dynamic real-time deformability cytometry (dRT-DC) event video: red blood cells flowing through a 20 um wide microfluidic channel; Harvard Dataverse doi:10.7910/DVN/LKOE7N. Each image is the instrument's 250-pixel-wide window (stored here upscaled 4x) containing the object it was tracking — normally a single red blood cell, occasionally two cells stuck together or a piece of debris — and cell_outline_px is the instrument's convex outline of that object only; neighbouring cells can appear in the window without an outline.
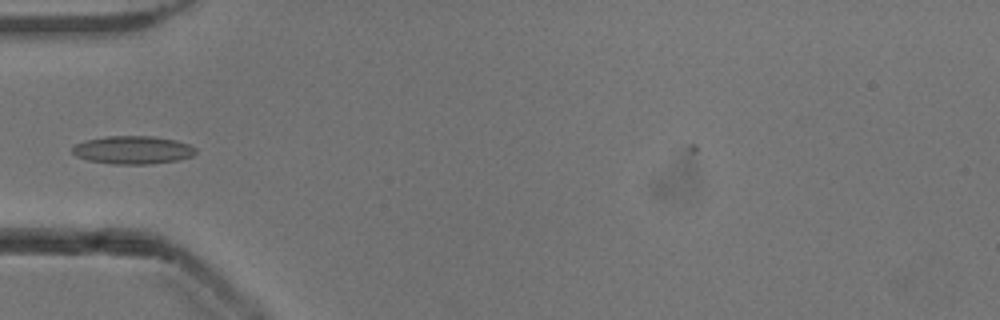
{"species": "common noctule bat (a hibernating species)", "species_latin": "Nyctalus noctula", "temperature_condition": "cold", "stored_images_in_passage": 34, "camera_frame_rate_fps": 3000, "um_per_image_px": 0.085, "animal": {"sex": "male", "body_mass_g": 13.3}, "frame": {"image": 1, "passage_image": 1, "time_ms": 0.0, "image_size_px": [1000, 320], "cell_outline_px": [[196, 152], [192, 156], [176, 160], [148, 164], [112, 164], [88, 160], [76, 156], [72, 152], [72, 148], [76, 144], [84, 140], [108, 136], [156, 136], [176, 140], [188, 144], [196, 148]], "centroid_in_image_um": [11.28, 12.74], "position_along_channel_um": 73.7, "area_um2": 20.17}}
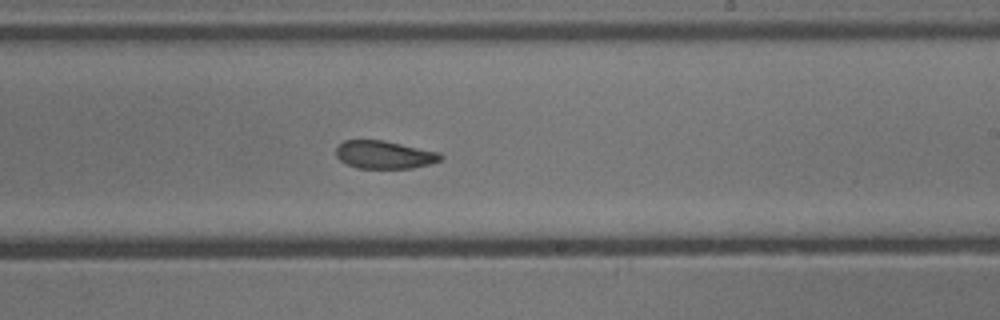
{"frame": {"image": 2, "passage_image": 15, "time_ms": 4.667, "image_size_px": [1000, 320], "cell_outline_px": [[444, 156], [440, 160], [428, 164], [412, 168], [360, 168], [348, 164], [340, 160], [336, 156], [336, 148], [344, 140], [384, 140], [440, 152]], "centroid_in_image_um": [32.68, 13.14], "position_along_channel_um": 256.3, "area_um2": 16.94}}
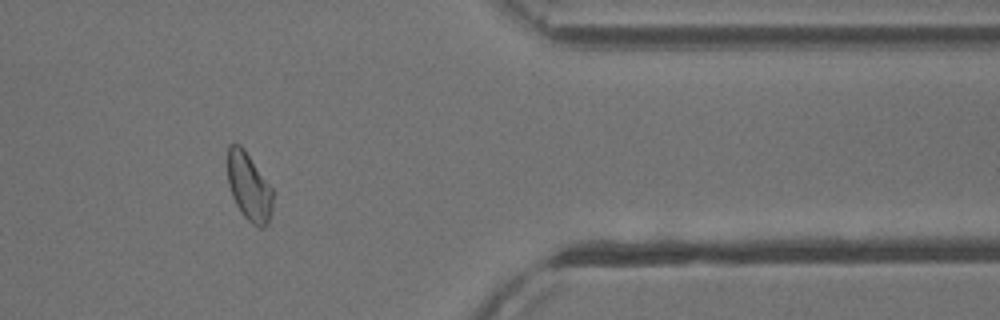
{"frame": {"image": 3, "passage_image": 27, "time_ms": 8.667, "image_size_px": [1000, 320], "cell_outline_px": [[272, 208], [268, 224], [264, 228], [260, 228], [252, 224], [244, 216], [236, 204], [232, 196], [228, 184], [228, 144], [240, 144], [244, 148], [272, 188]], "centroid_in_image_um": [21.16, 15.89], "position_along_channel_um": 390.2, "area_um2": 17.86}}